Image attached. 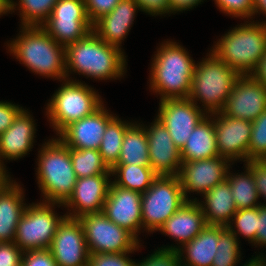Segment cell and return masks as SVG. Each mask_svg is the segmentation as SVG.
Returning <instances> with one entry per match:
<instances>
[{
  "label": "cell",
  "mask_w": 266,
  "mask_h": 266,
  "mask_svg": "<svg viewBox=\"0 0 266 266\" xmlns=\"http://www.w3.org/2000/svg\"><path fill=\"white\" fill-rule=\"evenodd\" d=\"M126 58L123 49L107 44L92 30L65 47L66 79L77 73L94 80H117L126 74Z\"/></svg>",
  "instance_id": "6da1fadb"
},
{
  "label": "cell",
  "mask_w": 266,
  "mask_h": 266,
  "mask_svg": "<svg viewBox=\"0 0 266 266\" xmlns=\"http://www.w3.org/2000/svg\"><path fill=\"white\" fill-rule=\"evenodd\" d=\"M7 42L10 55L42 77L66 79L65 47L57 43L41 26H22Z\"/></svg>",
  "instance_id": "7a4b0ae2"
},
{
  "label": "cell",
  "mask_w": 266,
  "mask_h": 266,
  "mask_svg": "<svg viewBox=\"0 0 266 266\" xmlns=\"http://www.w3.org/2000/svg\"><path fill=\"white\" fill-rule=\"evenodd\" d=\"M152 58L149 89L166 99L188 98L196 66L189 52L178 42L167 39Z\"/></svg>",
  "instance_id": "3957f363"
},
{
  "label": "cell",
  "mask_w": 266,
  "mask_h": 266,
  "mask_svg": "<svg viewBox=\"0 0 266 266\" xmlns=\"http://www.w3.org/2000/svg\"><path fill=\"white\" fill-rule=\"evenodd\" d=\"M38 152L35 174L42 201L63 205L77 181L69 147L56 136L44 142Z\"/></svg>",
  "instance_id": "277c9868"
},
{
  "label": "cell",
  "mask_w": 266,
  "mask_h": 266,
  "mask_svg": "<svg viewBox=\"0 0 266 266\" xmlns=\"http://www.w3.org/2000/svg\"><path fill=\"white\" fill-rule=\"evenodd\" d=\"M210 51L239 75H251L266 53V24L245 20L222 35Z\"/></svg>",
  "instance_id": "5b68a950"
},
{
  "label": "cell",
  "mask_w": 266,
  "mask_h": 266,
  "mask_svg": "<svg viewBox=\"0 0 266 266\" xmlns=\"http://www.w3.org/2000/svg\"><path fill=\"white\" fill-rule=\"evenodd\" d=\"M239 76L234 69L209 51L206 58H202L195 66L188 99L196 105L200 101L199 104L202 103L201 107L207 115L220 112Z\"/></svg>",
  "instance_id": "8992f818"
},
{
  "label": "cell",
  "mask_w": 266,
  "mask_h": 266,
  "mask_svg": "<svg viewBox=\"0 0 266 266\" xmlns=\"http://www.w3.org/2000/svg\"><path fill=\"white\" fill-rule=\"evenodd\" d=\"M62 80L46 104V116L57 136L70 124L93 114L104 103L95 89L76 79Z\"/></svg>",
  "instance_id": "52a82bcc"
},
{
  "label": "cell",
  "mask_w": 266,
  "mask_h": 266,
  "mask_svg": "<svg viewBox=\"0 0 266 266\" xmlns=\"http://www.w3.org/2000/svg\"><path fill=\"white\" fill-rule=\"evenodd\" d=\"M186 201L178 176H157L141 196L142 230L158 231Z\"/></svg>",
  "instance_id": "ba28073f"
},
{
  "label": "cell",
  "mask_w": 266,
  "mask_h": 266,
  "mask_svg": "<svg viewBox=\"0 0 266 266\" xmlns=\"http://www.w3.org/2000/svg\"><path fill=\"white\" fill-rule=\"evenodd\" d=\"M55 206L63 207L62 204L41 200L27 205L18 222L14 240L23 252L50 248L59 224L66 217V214L59 216L55 213Z\"/></svg>",
  "instance_id": "9c48e42d"
},
{
  "label": "cell",
  "mask_w": 266,
  "mask_h": 266,
  "mask_svg": "<svg viewBox=\"0 0 266 266\" xmlns=\"http://www.w3.org/2000/svg\"><path fill=\"white\" fill-rule=\"evenodd\" d=\"M78 219L89 253L136 252L142 246L132 233L113 223L103 212L83 215Z\"/></svg>",
  "instance_id": "30bf717a"
},
{
  "label": "cell",
  "mask_w": 266,
  "mask_h": 266,
  "mask_svg": "<svg viewBox=\"0 0 266 266\" xmlns=\"http://www.w3.org/2000/svg\"><path fill=\"white\" fill-rule=\"evenodd\" d=\"M41 27L64 47L81 40L92 31L85 0H58Z\"/></svg>",
  "instance_id": "8fae6325"
},
{
  "label": "cell",
  "mask_w": 266,
  "mask_h": 266,
  "mask_svg": "<svg viewBox=\"0 0 266 266\" xmlns=\"http://www.w3.org/2000/svg\"><path fill=\"white\" fill-rule=\"evenodd\" d=\"M231 163L222 156L197 161H182L178 177L186 200L197 201V198L191 199L188 195L195 192L203 196L214 186L225 182L229 168L233 165Z\"/></svg>",
  "instance_id": "7c38bea8"
},
{
  "label": "cell",
  "mask_w": 266,
  "mask_h": 266,
  "mask_svg": "<svg viewBox=\"0 0 266 266\" xmlns=\"http://www.w3.org/2000/svg\"><path fill=\"white\" fill-rule=\"evenodd\" d=\"M157 112L156 118L166 127L180 150L197 124L207 115L199 105L188 98L162 100Z\"/></svg>",
  "instance_id": "4fadbf2b"
},
{
  "label": "cell",
  "mask_w": 266,
  "mask_h": 266,
  "mask_svg": "<svg viewBox=\"0 0 266 266\" xmlns=\"http://www.w3.org/2000/svg\"><path fill=\"white\" fill-rule=\"evenodd\" d=\"M266 110V88L251 75H240L220 111L223 115L253 122Z\"/></svg>",
  "instance_id": "5bb4252c"
},
{
  "label": "cell",
  "mask_w": 266,
  "mask_h": 266,
  "mask_svg": "<svg viewBox=\"0 0 266 266\" xmlns=\"http://www.w3.org/2000/svg\"><path fill=\"white\" fill-rule=\"evenodd\" d=\"M49 250L58 266H88L89 251L78 218L62 220Z\"/></svg>",
  "instance_id": "9a60e30c"
},
{
  "label": "cell",
  "mask_w": 266,
  "mask_h": 266,
  "mask_svg": "<svg viewBox=\"0 0 266 266\" xmlns=\"http://www.w3.org/2000/svg\"><path fill=\"white\" fill-rule=\"evenodd\" d=\"M214 126L219 156L229 161H248V148L252 133V122L214 113Z\"/></svg>",
  "instance_id": "2e32d148"
},
{
  "label": "cell",
  "mask_w": 266,
  "mask_h": 266,
  "mask_svg": "<svg viewBox=\"0 0 266 266\" xmlns=\"http://www.w3.org/2000/svg\"><path fill=\"white\" fill-rule=\"evenodd\" d=\"M111 174L77 178L73 192L63 204L69 210L66 216L80 218L83 215L101 213L111 185ZM110 178V179H109Z\"/></svg>",
  "instance_id": "e0dca14e"
},
{
  "label": "cell",
  "mask_w": 266,
  "mask_h": 266,
  "mask_svg": "<svg viewBox=\"0 0 266 266\" xmlns=\"http://www.w3.org/2000/svg\"><path fill=\"white\" fill-rule=\"evenodd\" d=\"M141 196L140 192L121 188L111 182L102 211L109 220L128 230L139 241L138 235L142 231Z\"/></svg>",
  "instance_id": "ac0fdd59"
},
{
  "label": "cell",
  "mask_w": 266,
  "mask_h": 266,
  "mask_svg": "<svg viewBox=\"0 0 266 266\" xmlns=\"http://www.w3.org/2000/svg\"><path fill=\"white\" fill-rule=\"evenodd\" d=\"M150 124H142L148 139L150 167L158 176H178L182 164L180 149L161 121L155 117Z\"/></svg>",
  "instance_id": "d6986e66"
},
{
  "label": "cell",
  "mask_w": 266,
  "mask_h": 266,
  "mask_svg": "<svg viewBox=\"0 0 266 266\" xmlns=\"http://www.w3.org/2000/svg\"><path fill=\"white\" fill-rule=\"evenodd\" d=\"M104 105L67 126L58 138L69 148L99 150L107 124L116 115L109 113Z\"/></svg>",
  "instance_id": "ffe728a7"
},
{
  "label": "cell",
  "mask_w": 266,
  "mask_h": 266,
  "mask_svg": "<svg viewBox=\"0 0 266 266\" xmlns=\"http://www.w3.org/2000/svg\"><path fill=\"white\" fill-rule=\"evenodd\" d=\"M36 123L28 109H22L13 124L0 135V167L7 170L4 160H18L31 149L35 143Z\"/></svg>",
  "instance_id": "44dd1931"
},
{
  "label": "cell",
  "mask_w": 266,
  "mask_h": 266,
  "mask_svg": "<svg viewBox=\"0 0 266 266\" xmlns=\"http://www.w3.org/2000/svg\"><path fill=\"white\" fill-rule=\"evenodd\" d=\"M206 226L207 223L199 203L186 201L158 230L170 239L174 238L178 246L169 245L161 248L178 250L196 237Z\"/></svg>",
  "instance_id": "7402d4cb"
},
{
  "label": "cell",
  "mask_w": 266,
  "mask_h": 266,
  "mask_svg": "<svg viewBox=\"0 0 266 266\" xmlns=\"http://www.w3.org/2000/svg\"><path fill=\"white\" fill-rule=\"evenodd\" d=\"M136 11H141L135 0H120L111 12L92 24V30L107 44L122 49V42L133 26Z\"/></svg>",
  "instance_id": "603a6c76"
},
{
  "label": "cell",
  "mask_w": 266,
  "mask_h": 266,
  "mask_svg": "<svg viewBox=\"0 0 266 266\" xmlns=\"http://www.w3.org/2000/svg\"><path fill=\"white\" fill-rule=\"evenodd\" d=\"M23 190L11 177L0 188V243L15 240L18 222L28 205Z\"/></svg>",
  "instance_id": "cb8c5ba5"
},
{
  "label": "cell",
  "mask_w": 266,
  "mask_h": 266,
  "mask_svg": "<svg viewBox=\"0 0 266 266\" xmlns=\"http://www.w3.org/2000/svg\"><path fill=\"white\" fill-rule=\"evenodd\" d=\"M202 198L203 201L197 200V202L203 211L207 225L226 226L237 211L231 185L227 180L214 186Z\"/></svg>",
  "instance_id": "d4e9b609"
},
{
  "label": "cell",
  "mask_w": 266,
  "mask_h": 266,
  "mask_svg": "<svg viewBox=\"0 0 266 266\" xmlns=\"http://www.w3.org/2000/svg\"><path fill=\"white\" fill-rule=\"evenodd\" d=\"M182 161H197L219 156L214 126V113L206 115L195 127L180 150Z\"/></svg>",
  "instance_id": "484cf974"
},
{
  "label": "cell",
  "mask_w": 266,
  "mask_h": 266,
  "mask_svg": "<svg viewBox=\"0 0 266 266\" xmlns=\"http://www.w3.org/2000/svg\"><path fill=\"white\" fill-rule=\"evenodd\" d=\"M218 241L219 225H207L190 242L178 249L181 266H212Z\"/></svg>",
  "instance_id": "4316f807"
},
{
  "label": "cell",
  "mask_w": 266,
  "mask_h": 266,
  "mask_svg": "<svg viewBox=\"0 0 266 266\" xmlns=\"http://www.w3.org/2000/svg\"><path fill=\"white\" fill-rule=\"evenodd\" d=\"M116 164L150 166L148 139L142 124L133 122L126 129L121 153Z\"/></svg>",
  "instance_id": "83f0119b"
},
{
  "label": "cell",
  "mask_w": 266,
  "mask_h": 266,
  "mask_svg": "<svg viewBox=\"0 0 266 266\" xmlns=\"http://www.w3.org/2000/svg\"><path fill=\"white\" fill-rule=\"evenodd\" d=\"M112 181L116 186L124 189L146 192L154 179L158 176L150 166L115 164L111 168Z\"/></svg>",
  "instance_id": "f1b7e54d"
},
{
  "label": "cell",
  "mask_w": 266,
  "mask_h": 266,
  "mask_svg": "<svg viewBox=\"0 0 266 266\" xmlns=\"http://www.w3.org/2000/svg\"><path fill=\"white\" fill-rule=\"evenodd\" d=\"M245 171L231 173L230 168L227 174V181L231 185L232 197L236 204V209H247L258 207L261 204L256 189L254 177L250 169L245 165Z\"/></svg>",
  "instance_id": "f546056e"
},
{
  "label": "cell",
  "mask_w": 266,
  "mask_h": 266,
  "mask_svg": "<svg viewBox=\"0 0 266 266\" xmlns=\"http://www.w3.org/2000/svg\"><path fill=\"white\" fill-rule=\"evenodd\" d=\"M132 123V121H123L116 115L107 124L102 137L99 153L110 169L118 162L124 133Z\"/></svg>",
  "instance_id": "4dcf8cb0"
},
{
  "label": "cell",
  "mask_w": 266,
  "mask_h": 266,
  "mask_svg": "<svg viewBox=\"0 0 266 266\" xmlns=\"http://www.w3.org/2000/svg\"><path fill=\"white\" fill-rule=\"evenodd\" d=\"M58 0H9V14L19 10L22 26H42ZM18 6V7H17Z\"/></svg>",
  "instance_id": "1f68e13d"
},
{
  "label": "cell",
  "mask_w": 266,
  "mask_h": 266,
  "mask_svg": "<svg viewBox=\"0 0 266 266\" xmlns=\"http://www.w3.org/2000/svg\"><path fill=\"white\" fill-rule=\"evenodd\" d=\"M69 151L77 178L111 174V169L103 161L99 150L69 148Z\"/></svg>",
  "instance_id": "d6a6232c"
},
{
  "label": "cell",
  "mask_w": 266,
  "mask_h": 266,
  "mask_svg": "<svg viewBox=\"0 0 266 266\" xmlns=\"http://www.w3.org/2000/svg\"><path fill=\"white\" fill-rule=\"evenodd\" d=\"M241 242L226 226L219 225V241L212 266H237L241 263Z\"/></svg>",
  "instance_id": "836d02e7"
},
{
  "label": "cell",
  "mask_w": 266,
  "mask_h": 266,
  "mask_svg": "<svg viewBox=\"0 0 266 266\" xmlns=\"http://www.w3.org/2000/svg\"><path fill=\"white\" fill-rule=\"evenodd\" d=\"M226 227L234 233L239 240L242 235L247 241L255 245L258 230V207L240 209L233 215Z\"/></svg>",
  "instance_id": "e575fe53"
},
{
  "label": "cell",
  "mask_w": 266,
  "mask_h": 266,
  "mask_svg": "<svg viewBox=\"0 0 266 266\" xmlns=\"http://www.w3.org/2000/svg\"><path fill=\"white\" fill-rule=\"evenodd\" d=\"M266 159V110L252 122L248 160Z\"/></svg>",
  "instance_id": "d590c367"
},
{
  "label": "cell",
  "mask_w": 266,
  "mask_h": 266,
  "mask_svg": "<svg viewBox=\"0 0 266 266\" xmlns=\"http://www.w3.org/2000/svg\"><path fill=\"white\" fill-rule=\"evenodd\" d=\"M218 9L233 18L242 20H253L254 18V0H214Z\"/></svg>",
  "instance_id": "8d00e7d4"
},
{
  "label": "cell",
  "mask_w": 266,
  "mask_h": 266,
  "mask_svg": "<svg viewBox=\"0 0 266 266\" xmlns=\"http://www.w3.org/2000/svg\"><path fill=\"white\" fill-rule=\"evenodd\" d=\"M179 250L158 248L142 261H137L135 266H181Z\"/></svg>",
  "instance_id": "74e56055"
},
{
  "label": "cell",
  "mask_w": 266,
  "mask_h": 266,
  "mask_svg": "<svg viewBox=\"0 0 266 266\" xmlns=\"http://www.w3.org/2000/svg\"><path fill=\"white\" fill-rule=\"evenodd\" d=\"M129 253H89L88 266H135L136 261L129 257Z\"/></svg>",
  "instance_id": "f35d334b"
},
{
  "label": "cell",
  "mask_w": 266,
  "mask_h": 266,
  "mask_svg": "<svg viewBox=\"0 0 266 266\" xmlns=\"http://www.w3.org/2000/svg\"><path fill=\"white\" fill-rule=\"evenodd\" d=\"M245 163L244 165L250 169L254 177L258 197L264 198V202L261 204L266 205V159L248 160Z\"/></svg>",
  "instance_id": "ab89813d"
},
{
  "label": "cell",
  "mask_w": 266,
  "mask_h": 266,
  "mask_svg": "<svg viewBox=\"0 0 266 266\" xmlns=\"http://www.w3.org/2000/svg\"><path fill=\"white\" fill-rule=\"evenodd\" d=\"M22 266H58L49 249L25 251Z\"/></svg>",
  "instance_id": "60d3db41"
},
{
  "label": "cell",
  "mask_w": 266,
  "mask_h": 266,
  "mask_svg": "<svg viewBox=\"0 0 266 266\" xmlns=\"http://www.w3.org/2000/svg\"><path fill=\"white\" fill-rule=\"evenodd\" d=\"M120 0H85L86 13L93 24L100 17L108 14Z\"/></svg>",
  "instance_id": "b9f144b4"
},
{
  "label": "cell",
  "mask_w": 266,
  "mask_h": 266,
  "mask_svg": "<svg viewBox=\"0 0 266 266\" xmlns=\"http://www.w3.org/2000/svg\"><path fill=\"white\" fill-rule=\"evenodd\" d=\"M23 253L14 242L0 243V266H21Z\"/></svg>",
  "instance_id": "7bdbcfd3"
},
{
  "label": "cell",
  "mask_w": 266,
  "mask_h": 266,
  "mask_svg": "<svg viewBox=\"0 0 266 266\" xmlns=\"http://www.w3.org/2000/svg\"><path fill=\"white\" fill-rule=\"evenodd\" d=\"M23 109L18 104L0 101V135L13 124L15 117Z\"/></svg>",
  "instance_id": "ee69618b"
},
{
  "label": "cell",
  "mask_w": 266,
  "mask_h": 266,
  "mask_svg": "<svg viewBox=\"0 0 266 266\" xmlns=\"http://www.w3.org/2000/svg\"><path fill=\"white\" fill-rule=\"evenodd\" d=\"M141 11L151 16L170 14L169 0H135Z\"/></svg>",
  "instance_id": "f6af8a7d"
},
{
  "label": "cell",
  "mask_w": 266,
  "mask_h": 266,
  "mask_svg": "<svg viewBox=\"0 0 266 266\" xmlns=\"http://www.w3.org/2000/svg\"><path fill=\"white\" fill-rule=\"evenodd\" d=\"M254 246L266 248V205L262 204L258 206V230Z\"/></svg>",
  "instance_id": "bcb514c9"
},
{
  "label": "cell",
  "mask_w": 266,
  "mask_h": 266,
  "mask_svg": "<svg viewBox=\"0 0 266 266\" xmlns=\"http://www.w3.org/2000/svg\"><path fill=\"white\" fill-rule=\"evenodd\" d=\"M204 2V0H169L170 14L188 11Z\"/></svg>",
  "instance_id": "7dc6e473"
},
{
  "label": "cell",
  "mask_w": 266,
  "mask_h": 266,
  "mask_svg": "<svg viewBox=\"0 0 266 266\" xmlns=\"http://www.w3.org/2000/svg\"><path fill=\"white\" fill-rule=\"evenodd\" d=\"M251 76L266 88V53L260 58L256 69Z\"/></svg>",
  "instance_id": "c3c4849f"
},
{
  "label": "cell",
  "mask_w": 266,
  "mask_h": 266,
  "mask_svg": "<svg viewBox=\"0 0 266 266\" xmlns=\"http://www.w3.org/2000/svg\"><path fill=\"white\" fill-rule=\"evenodd\" d=\"M260 254L259 255L256 254L255 257L253 255L252 258L249 259L248 262L246 261L244 265L242 264V266H266V255H264V253Z\"/></svg>",
  "instance_id": "681fc988"
},
{
  "label": "cell",
  "mask_w": 266,
  "mask_h": 266,
  "mask_svg": "<svg viewBox=\"0 0 266 266\" xmlns=\"http://www.w3.org/2000/svg\"><path fill=\"white\" fill-rule=\"evenodd\" d=\"M261 13L266 16V0H254V15ZM266 20V19H265ZM266 24V21H261Z\"/></svg>",
  "instance_id": "f907efd6"
},
{
  "label": "cell",
  "mask_w": 266,
  "mask_h": 266,
  "mask_svg": "<svg viewBox=\"0 0 266 266\" xmlns=\"http://www.w3.org/2000/svg\"><path fill=\"white\" fill-rule=\"evenodd\" d=\"M9 14V0H0V17Z\"/></svg>",
  "instance_id": "816d5d0a"
},
{
  "label": "cell",
  "mask_w": 266,
  "mask_h": 266,
  "mask_svg": "<svg viewBox=\"0 0 266 266\" xmlns=\"http://www.w3.org/2000/svg\"><path fill=\"white\" fill-rule=\"evenodd\" d=\"M7 171L0 167V188L10 178V174Z\"/></svg>",
  "instance_id": "f5cc1de1"
}]
</instances>
